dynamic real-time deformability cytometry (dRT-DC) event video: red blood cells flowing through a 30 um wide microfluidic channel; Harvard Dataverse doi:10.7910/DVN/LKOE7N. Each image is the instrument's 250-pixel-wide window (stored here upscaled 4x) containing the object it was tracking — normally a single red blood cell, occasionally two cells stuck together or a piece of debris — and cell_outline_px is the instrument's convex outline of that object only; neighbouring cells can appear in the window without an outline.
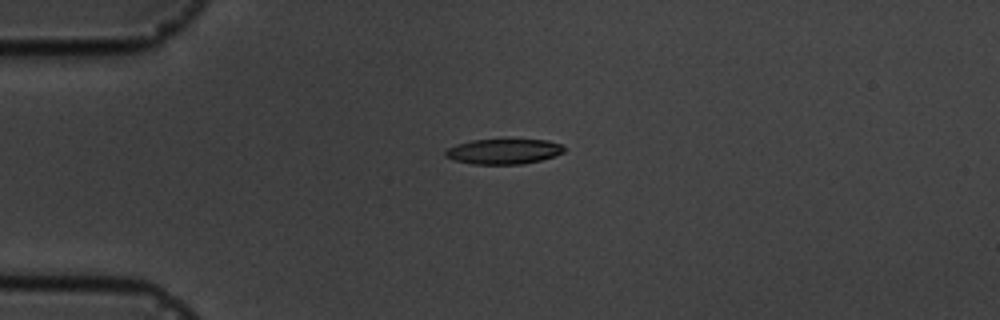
{"species": "common noctule bat (a hibernating species)", "species_latin": "Nyctalus noctula", "temperature_condition": "cold", "stored_images_in_passage": 2, "camera_frame_rate_fps": 3000, "um_per_image_px": 0.085, "animal": {"sex": "male", "body_mass_g": 19.5, "forearm_length_mm": 54.6}, "frame": {"image": 1, "passage_image": 1, "time_ms": 0.0, "image_size_px": [1000, 320], "cell_outline_px": [[564, 152], [540, 160], [520, 164], [472, 164], [456, 160], [444, 156], [444, 148], [456, 144], [472, 140], [548, 140], [560, 144], [564, 148]], "centroid_in_image_um": [42.74, 12.87], "position_along_channel_um": 42.3, "area_um2": 17.28}}